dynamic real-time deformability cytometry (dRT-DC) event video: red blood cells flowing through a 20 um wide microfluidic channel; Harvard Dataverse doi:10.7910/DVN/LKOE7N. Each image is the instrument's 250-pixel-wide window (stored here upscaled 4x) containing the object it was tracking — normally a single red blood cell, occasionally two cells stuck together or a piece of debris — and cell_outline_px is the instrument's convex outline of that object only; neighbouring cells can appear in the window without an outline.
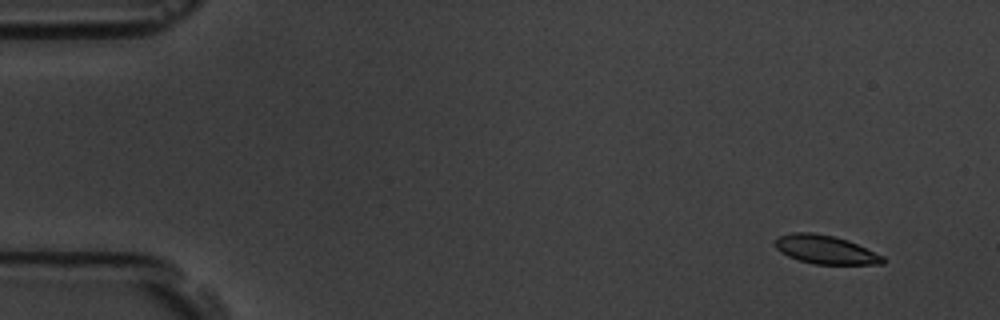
{"species": "common noctule bat (a hibernating species)", "species_latin": "Nyctalus noctula", "temperature_condition": "room temperature", "stored_images_in_passage": 8, "camera_frame_rate_fps": 3000, "um_per_image_px": 0.085, "animal": {"sex": "male", "body_mass_g": 19.5, "forearm_length_mm": 54.6}, "frame": {"image": 1, "passage_image": 2, "time_ms": 1.0, "image_size_px": [1000, 320], "cell_outline_px": [[888, 260], [884, 264], [812, 264], [788, 256], [780, 252], [772, 244], [780, 236], [792, 232], [812, 232], [832, 236], [848, 240], [884, 256]], "centroid_in_image_um": [70.17, 21.22], "position_along_channel_um": 14.8, "area_um2": 18.03}}
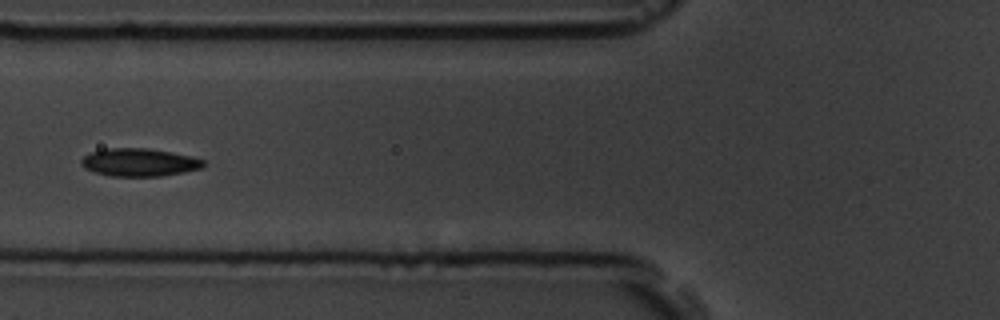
{"frame": {"image": 2, "passage_image": 7, "time_ms": 7.0, "image_size_px": [1000, 320], "cell_outline_px": [[204, 164], [200, 168], [184, 172], [160, 176], [112, 176], [96, 172], [84, 168], [80, 164], [80, 160], [84, 156], [92, 152], [108, 148], [148, 148], [192, 156], [204, 160]], "centroid_in_image_um": [11.82, 13.79], "position_along_channel_um": 114.0, "area_um2": 19.71}}
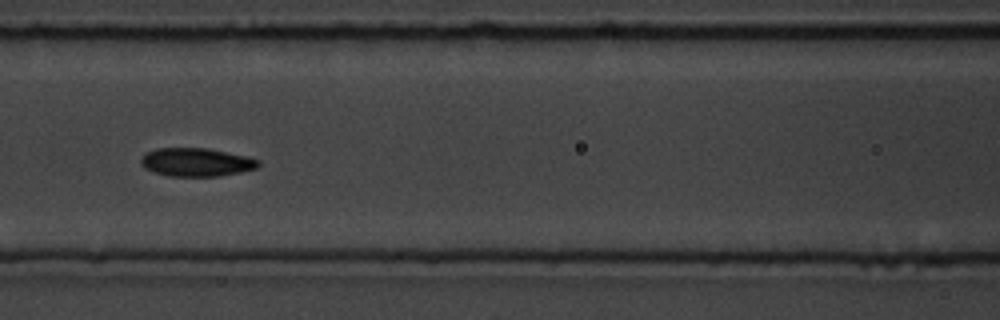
{"frame": {"image": 3, "passage_image": 8, "time_ms": 8.0, "image_size_px": [1000, 320], "cell_outline_px": [[260, 164], [256, 168], [240, 172], [220, 176], [168, 176], [152, 172], [144, 168], [140, 164], [140, 160], [148, 152], [156, 148], [208, 148], [248, 156], [260, 160]], "centroid_in_image_um": [16.69, 13.79], "position_along_channel_um": 149.9, "area_um2": 19.54}}